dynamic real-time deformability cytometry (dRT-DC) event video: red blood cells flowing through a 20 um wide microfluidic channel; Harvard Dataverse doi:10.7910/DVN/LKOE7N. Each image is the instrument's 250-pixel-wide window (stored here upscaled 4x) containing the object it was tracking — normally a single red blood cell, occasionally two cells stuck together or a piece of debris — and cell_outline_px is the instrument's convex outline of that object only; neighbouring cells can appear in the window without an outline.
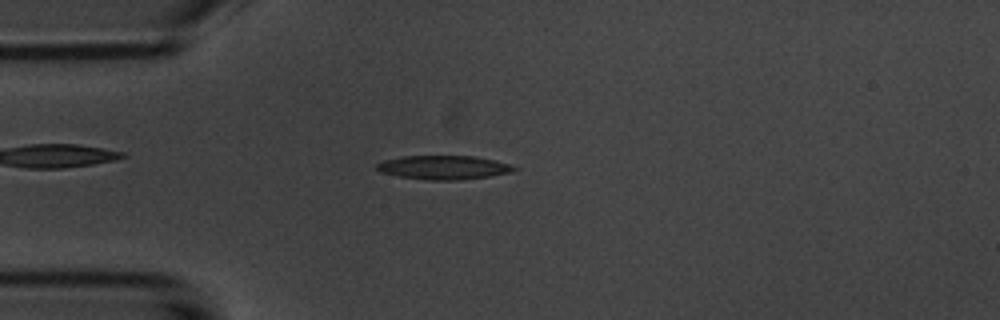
{"species": "common noctule bat (a hibernating species)", "species_latin": "Nyctalus noctula", "temperature_condition": "room temperature", "stored_images_in_passage": 5, "camera_frame_rate_fps": 3000, "um_per_image_px": 0.085, "animal": {"sex": "male", "body_mass_g": 20.1, "forearm_length_mm": 53.5}, "frame": {"image": 1, "passage_image": 2, "time_ms": 1.333, "image_size_px": [1000, 320], "cell_outline_px": [[520, 168], [512, 172], [488, 176], [456, 180], [428, 180], [400, 176], [380, 172], [376, 168], [376, 164], [384, 160], [404, 156], [476, 156], [508, 164]], "centroid_in_image_um": [37.7, 14.23], "position_along_channel_um": 47.3, "area_um2": 18.9}}
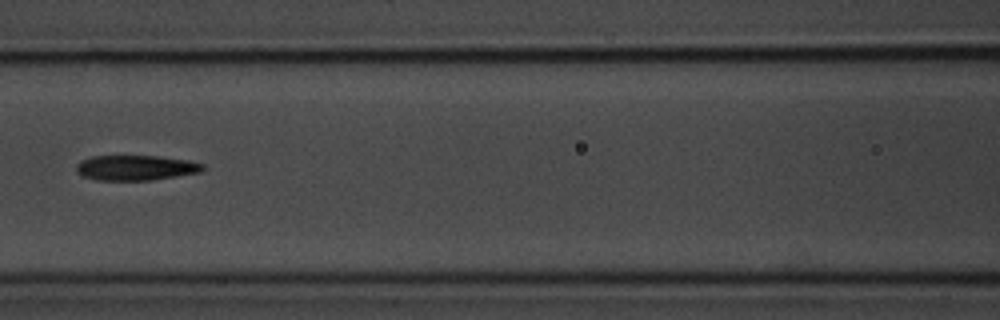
{"frame": {"image": 2, "passage_image": 5, "time_ms": 4.667, "image_size_px": [1000, 320], "cell_outline_px": [[204, 168], [200, 172], [152, 180], [96, 180], [80, 176], [76, 172], [76, 164], [80, 160], [92, 156], [156, 156], [188, 160], [204, 164]], "centroid_in_image_um": [11.48, 14.26], "position_along_channel_um": 155.1, "area_um2": 18.61}}